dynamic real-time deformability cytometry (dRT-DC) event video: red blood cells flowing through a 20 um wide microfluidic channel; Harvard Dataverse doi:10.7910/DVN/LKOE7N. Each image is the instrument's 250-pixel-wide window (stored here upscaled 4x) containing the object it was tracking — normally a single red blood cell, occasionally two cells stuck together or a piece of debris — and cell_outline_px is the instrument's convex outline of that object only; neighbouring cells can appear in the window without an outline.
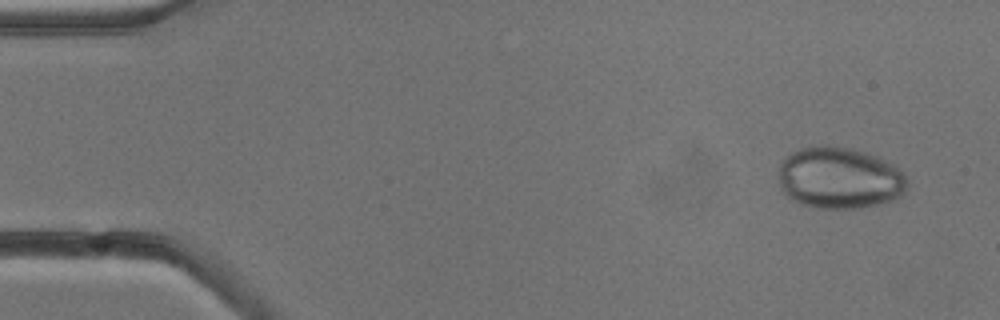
{"species": "common noctule bat (a hibernating species)", "species_latin": "Nyctalus noctula", "temperature_condition": "cold", "stored_images_in_passage": 6, "camera_frame_rate_fps": 3000, "um_per_image_px": 0.085, "animal": {"sex": "male", "body_mass_g": 13.3}, "frame": {"image": 1, "passage_image": 1, "time_ms": 0.0, "image_size_px": [1000, 320], "cell_outline_px": [[908, 184], [900, 196], [892, 200], [880, 204], [860, 208], [820, 208], [800, 204], [792, 200], [780, 188], [780, 164], [792, 152], [800, 148], [820, 144], [828, 144], [852, 148], [876, 156], [892, 164], [908, 180]], "centroid_in_image_um": [71.34, 15.12], "position_along_channel_um": 13.7, "area_um2": 46.24}}